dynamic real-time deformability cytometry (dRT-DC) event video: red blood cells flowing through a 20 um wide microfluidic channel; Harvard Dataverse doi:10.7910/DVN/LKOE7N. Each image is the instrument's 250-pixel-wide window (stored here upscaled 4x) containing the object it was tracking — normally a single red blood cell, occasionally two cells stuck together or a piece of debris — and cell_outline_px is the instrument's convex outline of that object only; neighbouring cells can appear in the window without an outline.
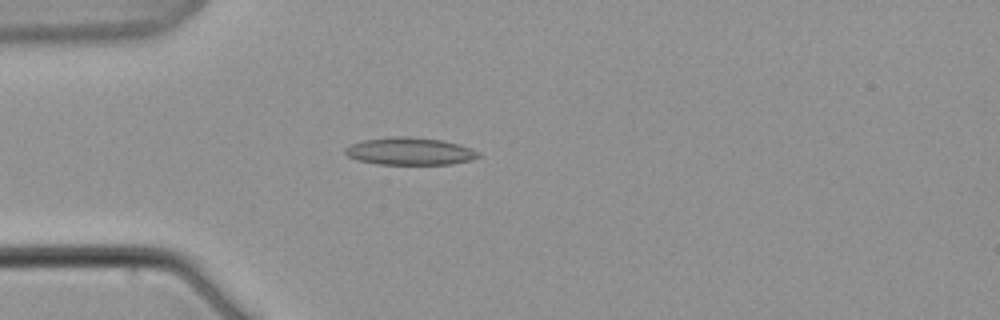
{"species": "common noctule bat (a hibernating species)", "species_latin": "Nyctalus noctula", "temperature_condition": "warm", "stored_images_in_passage": 6, "camera_frame_rate_fps": 3000, "um_per_image_px": 0.085, "animal": {"sex": "male", "body_mass_g": 21.5, "forearm_length_mm": 52.0}, "frame": {"image": 1, "passage_image": 5, "time_ms": 5.0, "image_size_px": [1000, 320], "cell_outline_px": [[480, 156], [472, 160], [452, 164], [376, 164], [360, 160], [348, 156], [344, 152], [344, 148], [352, 144], [364, 140], [396, 136], [444, 140], [460, 144], [472, 148], [480, 152]], "centroid_in_image_um": [34.89, 12.86], "position_along_channel_um": 50.1, "area_um2": 21.21}}